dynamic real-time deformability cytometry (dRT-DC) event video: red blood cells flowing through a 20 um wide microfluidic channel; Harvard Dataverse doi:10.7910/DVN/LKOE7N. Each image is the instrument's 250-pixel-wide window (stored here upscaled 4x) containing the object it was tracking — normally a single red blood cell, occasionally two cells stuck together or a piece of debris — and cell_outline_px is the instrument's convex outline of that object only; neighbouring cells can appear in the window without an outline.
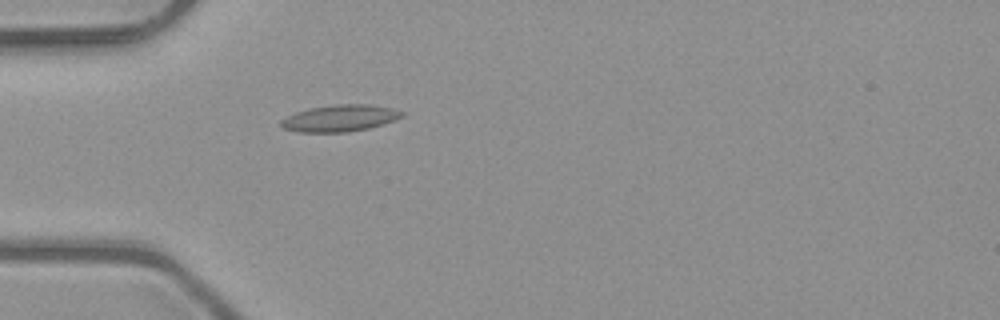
{"species": "common noctule bat (a hibernating species)", "species_latin": "Nyctalus noctula", "temperature_condition": "room temperature", "stored_images_in_passage": 1, "camera_frame_rate_fps": 3000, "um_per_image_px": 0.085, "animal": {"sex": "male", "body_mass_g": 23.1, "forearm_length_mm": 52.7}, "frame": {"image": 1, "passage_image": 1, "time_ms": 0.0, "image_size_px": [1000, 320], "cell_outline_px": [[404, 116], [396, 120], [384, 124], [368, 128], [348, 132], [300, 132], [284, 128], [280, 124], [280, 120], [296, 112], [308, 108], [336, 104], [368, 104], [392, 108], [404, 112]], "centroid_in_image_um": [28.92, 10.04], "position_along_channel_um": 56.1, "area_um2": 18.84}}